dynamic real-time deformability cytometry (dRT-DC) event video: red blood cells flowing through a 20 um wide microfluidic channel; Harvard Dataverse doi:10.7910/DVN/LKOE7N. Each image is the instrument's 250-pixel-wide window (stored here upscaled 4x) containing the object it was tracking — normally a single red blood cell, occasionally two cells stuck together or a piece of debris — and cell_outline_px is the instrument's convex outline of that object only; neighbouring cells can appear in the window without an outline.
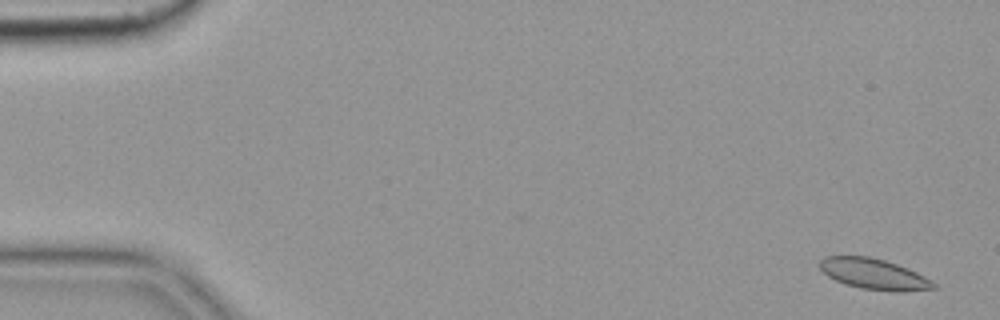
{"species": "common noctule bat (a hibernating species)", "species_latin": "Nyctalus noctula", "temperature_condition": "cold", "stored_images_in_passage": 3, "camera_frame_rate_fps": 3000, "um_per_image_px": 0.085, "animal": {"sex": "female", "body_mass_g": 19.9}, "frame": {"image": 1, "passage_image": 1, "time_ms": 0.0, "image_size_px": [1000, 320], "cell_outline_px": [[940, 288], [904, 292], [896, 292], [860, 288], [844, 284], [828, 276], [816, 264], [824, 256], [868, 256], [884, 260], [908, 268], [924, 276], [936, 284]], "centroid_in_image_um": [74.28, 23.3], "position_along_channel_um": 10.7, "area_um2": 20.58}}
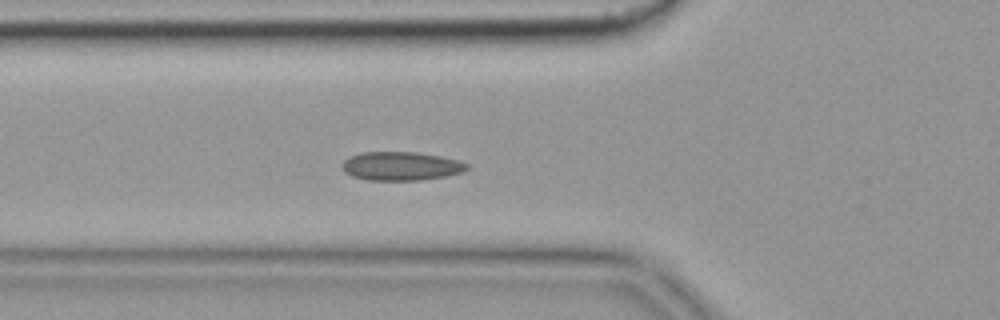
{"frame": {"image": 2, "passage_image": 3, "time_ms": 0.667, "image_size_px": [1000, 320], "cell_outline_px": [[468, 168], [460, 172], [444, 176], [420, 180], [368, 180], [352, 176], [344, 172], [340, 168], [340, 164], [348, 156], [360, 152], [416, 152], [440, 156], [456, 160], [468, 164]], "centroid_in_image_um": [33.99, 14.11], "position_along_channel_um": 91.8, "area_um2": 20.87}}